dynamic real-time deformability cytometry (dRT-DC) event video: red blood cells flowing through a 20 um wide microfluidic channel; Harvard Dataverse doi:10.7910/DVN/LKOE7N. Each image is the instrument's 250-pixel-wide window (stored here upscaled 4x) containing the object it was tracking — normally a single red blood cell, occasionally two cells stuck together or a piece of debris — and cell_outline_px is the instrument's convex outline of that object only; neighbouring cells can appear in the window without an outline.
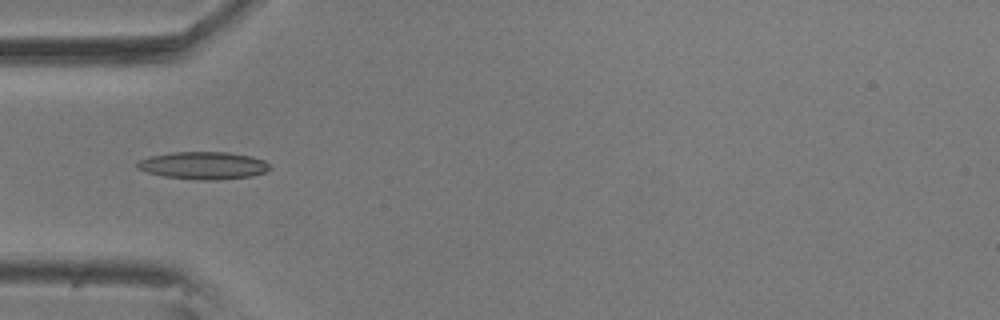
{"species": "common noctule bat (a hibernating species)", "species_latin": "Nyctalus noctula", "temperature_condition": "room temperature", "stored_images_in_passage": 10, "camera_frame_rate_fps": 3000, "um_per_image_px": 0.085, "animal": {"sex": "male", "body_mass_g": 20.5, "forearm_length_mm": 52.5}, "frame": {"image": 1, "passage_image": 1, "time_ms": 0.0, "image_size_px": [1000, 320], "cell_outline_px": [[268, 168], [264, 172], [252, 176], [220, 180], [196, 180], [164, 176], [148, 172], [136, 168], [136, 164], [140, 160], [148, 156], [172, 152], [228, 152], [252, 156], [264, 160], [268, 164]], "centroid_in_image_um": [17.26, 14.06], "position_along_channel_um": 67.7, "area_um2": 21.27}}
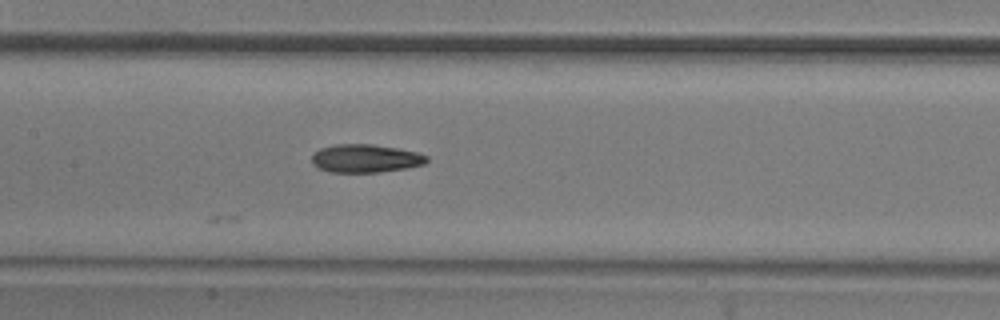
{"frame": {"image": 2, "passage_image": 10, "time_ms": 3.0, "image_size_px": [1000, 320], "cell_outline_px": [[428, 160], [424, 164], [408, 168], [380, 172], [328, 172], [316, 168], [312, 164], [312, 156], [320, 148], [332, 144], [372, 144], [396, 148], [416, 152], [428, 156]], "centroid_in_image_um": [31.04, 13.47], "position_along_channel_um": 176.4, "area_um2": 19.02}}